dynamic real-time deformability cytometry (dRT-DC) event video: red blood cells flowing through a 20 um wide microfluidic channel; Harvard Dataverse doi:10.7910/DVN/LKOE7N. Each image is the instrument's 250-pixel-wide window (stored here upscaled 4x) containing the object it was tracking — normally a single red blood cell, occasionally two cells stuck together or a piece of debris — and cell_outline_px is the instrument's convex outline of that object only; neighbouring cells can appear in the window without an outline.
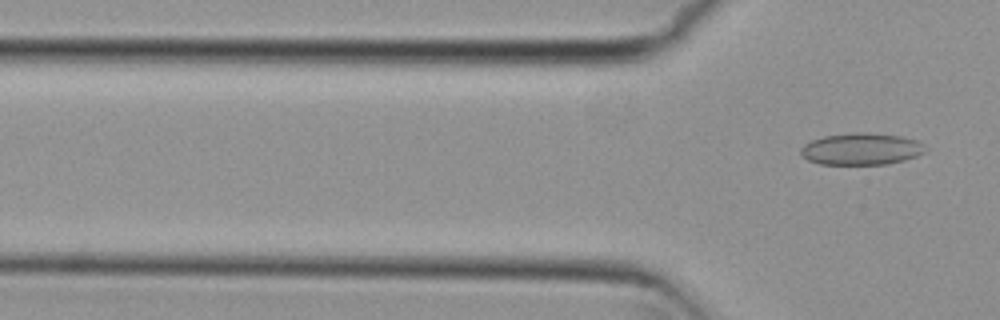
{"species": "common noctule bat (a hibernating species)", "species_latin": "Nyctalus noctula", "temperature_condition": "cold", "stored_images_in_passage": 2, "camera_frame_rate_fps": 3000, "um_per_image_px": 0.085, "animal": {"sex": "female", "body_mass_g": 29.2, "forearm_length_mm": 56.3}, "frame": {"image": 1, "passage_image": 2, "time_ms": 0.333, "image_size_px": [1000, 320], "cell_outline_px": [[924, 152], [916, 156], [904, 160], [888, 164], [820, 164], [808, 160], [800, 156], [800, 148], [804, 144], [812, 140], [824, 136], [856, 132], [868, 132], [900, 136], [916, 140], [920, 144]], "centroid_in_image_um": [73.14, 12.66], "position_along_channel_um": 52.7, "area_um2": 22.95}}